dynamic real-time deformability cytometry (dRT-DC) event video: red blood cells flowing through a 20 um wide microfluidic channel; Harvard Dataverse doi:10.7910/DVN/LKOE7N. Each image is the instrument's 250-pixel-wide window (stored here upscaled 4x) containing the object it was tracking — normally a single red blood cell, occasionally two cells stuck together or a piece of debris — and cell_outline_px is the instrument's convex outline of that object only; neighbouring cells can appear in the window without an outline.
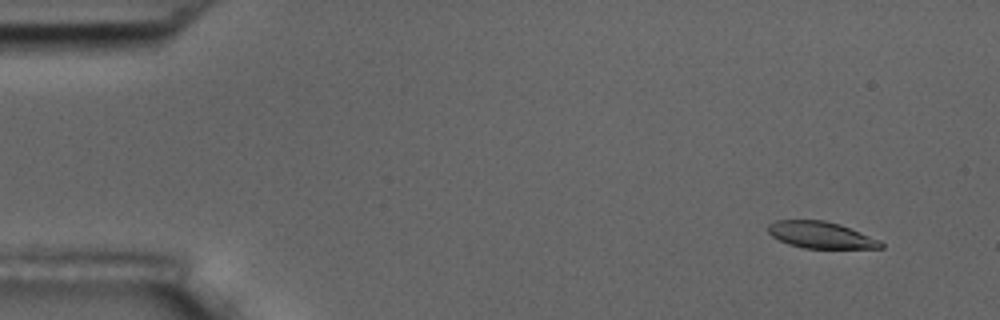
{"species": "common noctule bat (a hibernating species)", "species_latin": "Nyctalus noctula", "temperature_condition": "room temperature", "stored_images_in_passage": 5, "camera_frame_rate_fps": 3000, "um_per_image_px": 0.085, "animal": {"sex": "male", "body_mass_g": 17.5, "forearm_length_mm": 52.3}, "frame": {"image": 1, "passage_image": 1, "time_ms": 0.0, "image_size_px": [1000, 320], "cell_outline_px": [[884, 248], [804, 248], [788, 244], [772, 236], [768, 232], [768, 224], [776, 220], [824, 220], [840, 224], [880, 240], [884, 244]], "centroid_in_image_um": [69.77, 19.97], "position_along_channel_um": 15.2, "area_um2": 17.46}}